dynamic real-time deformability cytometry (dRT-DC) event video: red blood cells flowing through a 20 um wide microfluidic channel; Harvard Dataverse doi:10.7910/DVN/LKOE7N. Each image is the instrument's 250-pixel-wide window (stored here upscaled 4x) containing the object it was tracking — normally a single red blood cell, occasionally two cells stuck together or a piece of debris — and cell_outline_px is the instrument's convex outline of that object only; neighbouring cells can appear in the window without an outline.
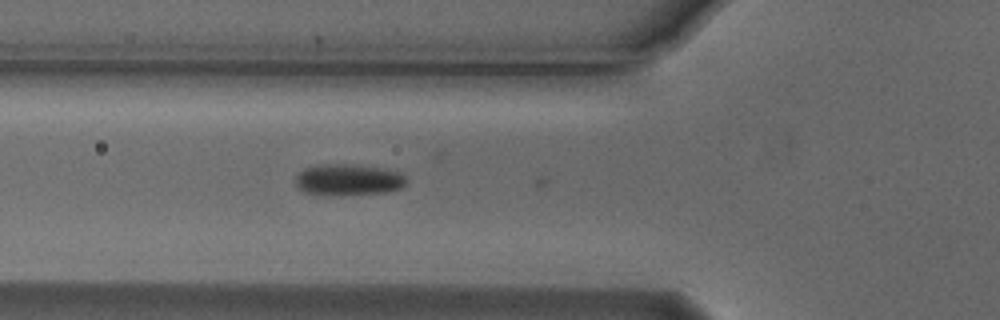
{"species": "Egyptian fruit bat (a non-hibernating species)", "species_latin": "Rousettus aegyptiacus", "temperature_condition": "cold", "stored_images_in_passage": 6, "camera_frame_rate_fps": 3000, "um_per_image_px": 0.085, "animal": {"sex": "male"}, "frame": {"image": 1, "passage_image": 4, "time_ms": 1.0, "image_size_px": [1000, 320], "cell_outline_px": [[408, 180], [400, 188], [384, 192], [324, 196], [304, 192], [296, 184], [296, 176], [304, 168], [316, 164], [352, 164], [380, 168], [400, 172]], "centroid_in_image_um": [29.57, 15.27], "position_along_channel_um": 96.2, "area_um2": 20.29}}